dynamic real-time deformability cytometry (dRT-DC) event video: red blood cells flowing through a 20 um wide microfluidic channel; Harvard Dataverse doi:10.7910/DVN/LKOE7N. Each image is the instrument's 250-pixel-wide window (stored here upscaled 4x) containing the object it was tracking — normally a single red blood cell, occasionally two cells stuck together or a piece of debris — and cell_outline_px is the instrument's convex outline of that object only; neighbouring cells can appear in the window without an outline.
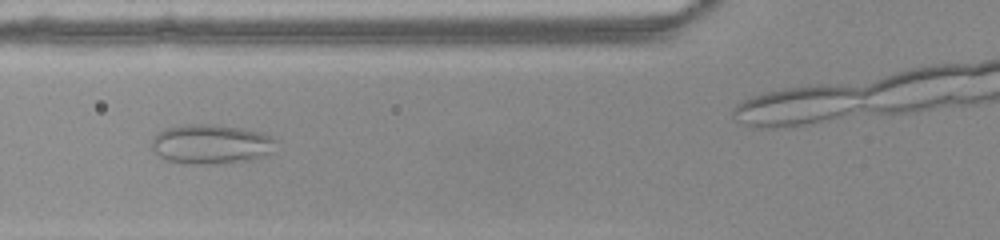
{"species": "common noctule bat (a hibernating species)", "species_latin": "Nyctalus noctula", "temperature_condition": "warm", "stored_images_in_passage": 40, "camera_frame_rate_fps": 3000, "um_per_image_px": 0.085, "animal": {"sex": "female", "body_mass_g": 22.0, "forearm_length_mm": 56.7}, "frame": {"image": 1, "passage_image": 18, "time_ms": 5.667, "image_size_px": [1000, 240], "cell_outline_px": [[276, 140], [272, 152], [252, 160], [212, 164], [192, 164], [164, 160], [152, 148], [152, 136], [164, 128], [184, 124], [212, 124], [244, 128], [260, 132], [272, 136]], "centroid_in_image_um": [17.92, 12.24], "position_along_channel_um": 107.9, "area_um2": 28.9}}
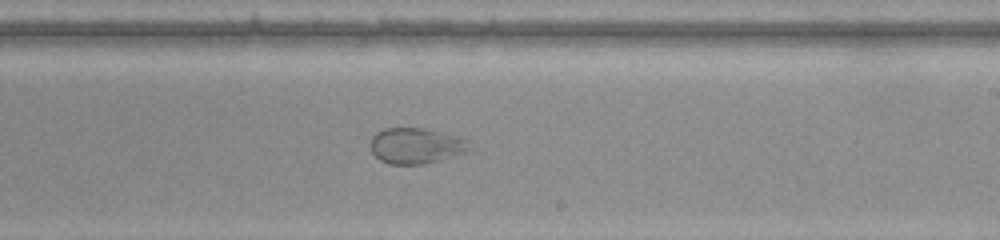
{"frame": {"image": 2, "passage_image": 29, "time_ms": 9.333, "image_size_px": [1000, 240], "cell_outline_px": [[476, 148], [464, 152], [424, 164], [388, 164], [380, 160], [372, 152], [372, 136], [376, 132], [384, 128], [424, 128], [472, 140]], "centroid_in_image_um": [35.42, 12.38], "position_along_channel_um": 253.6, "area_um2": 20.69}}
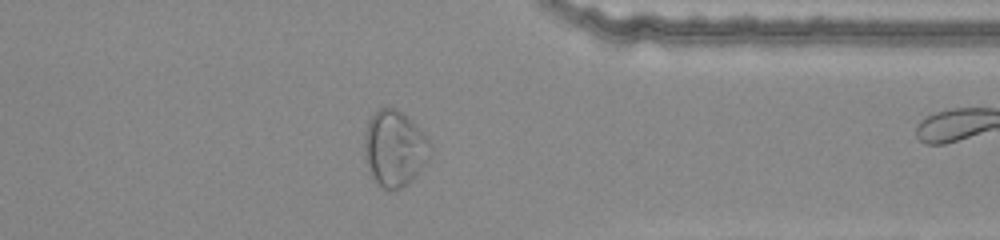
{"frame": {"image": 3, "passage_image": 39, "time_ms": 12.667, "image_size_px": [1000, 240], "cell_outline_px": [[432, 156], [412, 180], [408, 184], [396, 192], [392, 192], [384, 188], [372, 176], [368, 164], [364, 148], [364, 140], [368, 120], [380, 108], [392, 108], [400, 112], [432, 144]], "centroid_in_image_um": [33.56, 12.68], "position_along_channel_um": 377.8, "area_um2": 28.61}}